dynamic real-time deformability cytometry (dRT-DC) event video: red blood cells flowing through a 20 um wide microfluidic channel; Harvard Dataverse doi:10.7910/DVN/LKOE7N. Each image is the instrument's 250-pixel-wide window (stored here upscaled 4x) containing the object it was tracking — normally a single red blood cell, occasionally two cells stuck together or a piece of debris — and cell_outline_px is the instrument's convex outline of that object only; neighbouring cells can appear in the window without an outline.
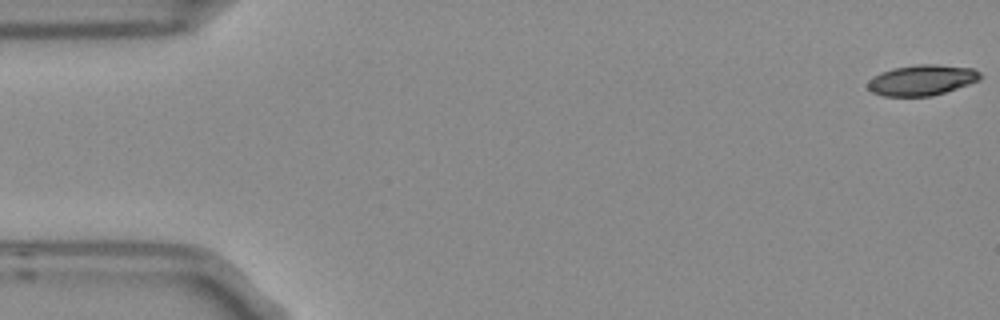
{"species": "Egyptian fruit bat (a non-hibernating species)", "species_latin": "Rousettus aegyptiacus", "temperature_condition": "room temperature", "stored_images_in_passage": 5, "camera_frame_rate_fps": 3000, "um_per_image_px": 0.085, "frame": {"image": 1, "passage_image": 1, "time_ms": 0.0, "image_size_px": [1000, 320], "cell_outline_px": [[984, 76], [980, 80], [932, 96], [884, 96], [872, 92], [868, 88], [868, 80], [872, 76], [880, 72], [892, 68], [916, 64], [936, 64], [972, 68], [980, 72]], "centroid_in_image_um": [78.35, 6.8], "position_along_channel_um": 6.7, "area_um2": 20.17}}
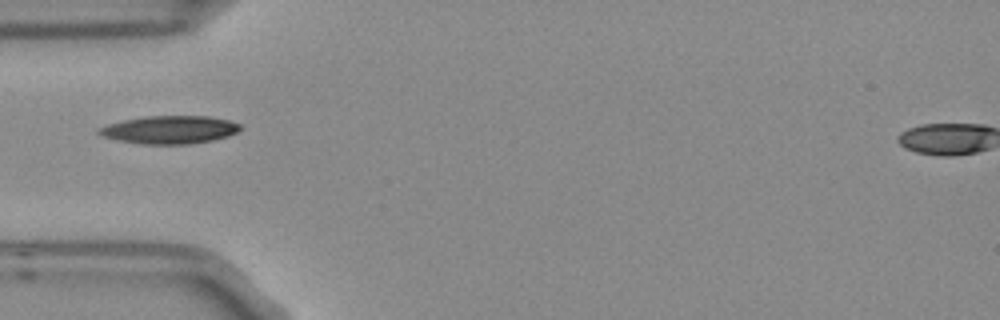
{"frame": {"image": 2, "passage_image": 5, "time_ms": 1.333, "image_size_px": [1000, 320], "cell_outline_px": [[240, 128], [236, 132], [228, 136], [212, 140], [188, 144], [144, 144], [120, 140], [104, 136], [96, 132], [96, 128], [108, 124], [124, 120], [144, 116], [208, 116], [228, 120], [240, 124]], "centroid_in_image_um": [14.4, 11.02], "position_along_channel_um": 70.6, "area_um2": 22.83}}